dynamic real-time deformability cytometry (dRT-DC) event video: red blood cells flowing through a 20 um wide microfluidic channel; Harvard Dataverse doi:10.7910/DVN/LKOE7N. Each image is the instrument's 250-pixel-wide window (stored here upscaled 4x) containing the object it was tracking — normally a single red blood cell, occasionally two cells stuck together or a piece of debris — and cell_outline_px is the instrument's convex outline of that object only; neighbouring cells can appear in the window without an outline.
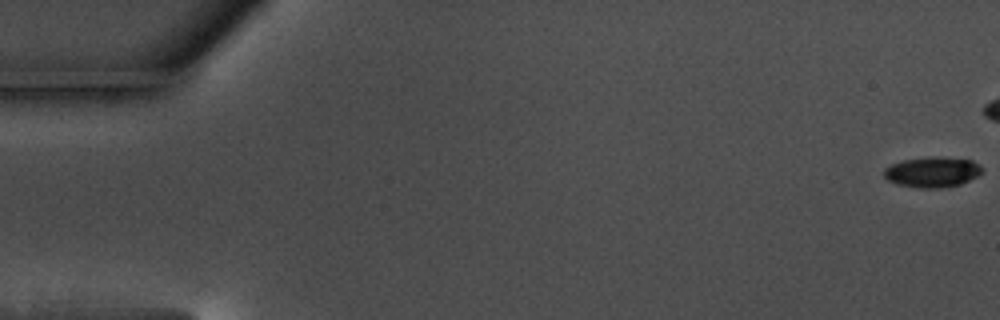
{"species": "common noctule bat (a hibernating species)", "species_latin": "Nyctalus noctula", "temperature_condition": "warm", "stored_images_in_passage": 47, "camera_frame_rate_fps": 3000, "um_per_image_px": 0.085, "animal": {"sex": "male", "body_mass_g": 17.5, "forearm_length_mm": 52.3}, "frame": {"image": 1, "passage_image": 1, "time_ms": 0.0, "image_size_px": [1000, 320], "cell_outline_px": [[980, 172], [976, 176], [960, 184], [940, 188], [920, 188], [896, 184], [888, 180], [884, 176], [884, 168], [892, 164], [904, 160], [972, 160], [980, 168]], "centroid_in_image_um": [79.16, 14.7], "position_along_channel_um": 5.8, "area_um2": 16.07}}
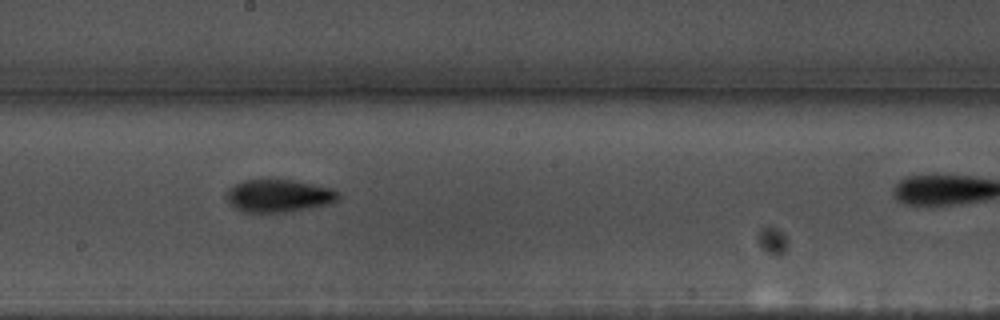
{"frame": {"image": 2, "passage_image": 33, "time_ms": 10.667, "image_size_px": [1000, 320], "cell_outline_px": [[340, 196], [336, 200], [328, 204], [308, 208], [284, 212], [244, 212], [236, 208], [224, 196], [228, 188], [244, 180], [292, 180], [332, 188], [340, 192]], "centroid_in_image_um": [23.68, 16.64], "position_along_channel_um": 224.5, "area_um2": 21.1}}
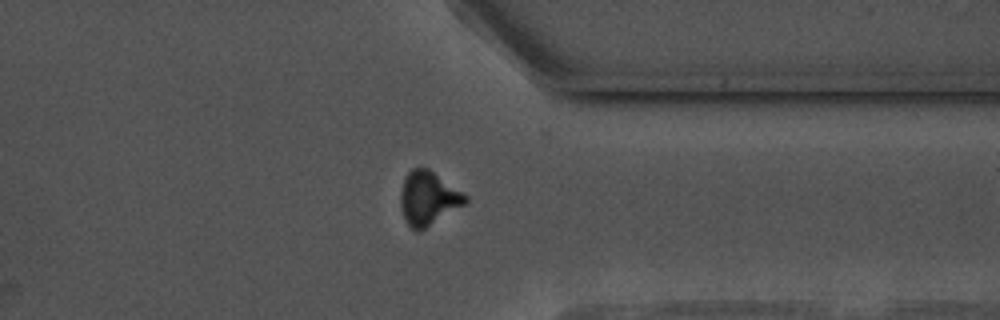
{"frame": {"image": 3, "passage_image": 46, "time_ms": 15.0, "image_size_px": [1000, 320], "cell_outline_px": [[468, 200], [464, 204], [420, 232], [416, 232], [404, 220], [400, 200], [400, 192], [404, 176], [412, 168], [428, 168], [468, 196]], "centroid_in_image_um": [36.37, 16.86], "position_along_channel_um": 375.0, "area_um2": 20.23}}